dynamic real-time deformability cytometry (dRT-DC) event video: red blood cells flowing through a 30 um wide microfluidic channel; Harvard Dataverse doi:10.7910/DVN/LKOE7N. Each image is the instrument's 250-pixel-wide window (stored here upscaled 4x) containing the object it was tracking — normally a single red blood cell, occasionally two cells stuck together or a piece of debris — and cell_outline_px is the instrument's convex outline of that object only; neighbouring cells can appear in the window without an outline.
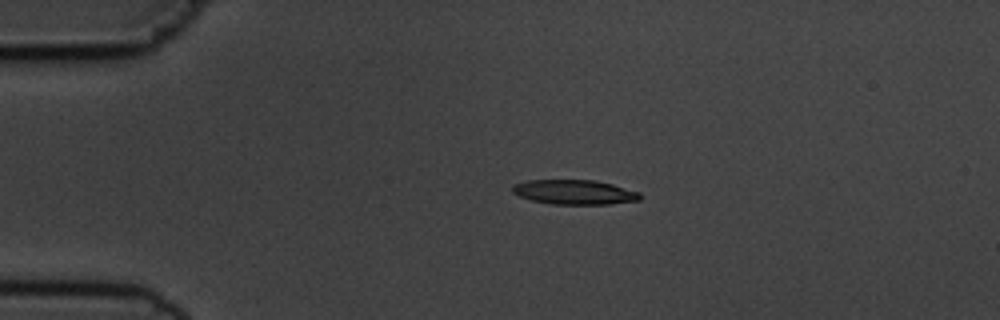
{"species": "common noctule bat (a hibernating species)", "species_latin": "Nyctalus noctula", "temperature_condition": "cold", "stored_images_in_passage": 3, "camera_frame_rate_fps": 3000, "um_per_image_px": 0.085, "animal": {"sex": "male", "body_mass_g": 19.5, "forearm_length_mm": 54.6}, "frame": {"image": 1, "passage_image": 2, "time_ms": 1.0, "image_size_px": [1000, 320], "cell_outline_px": [[640, 200], [612, 204], [552, 204], [532, 200], [520, 196], [512, 192], [512, 184], [528, 180], [596, 180], [612, 184], [640, 192]], "centroid_in_image_um": [48.83, 16.33], "position_along_channel_um": 36.2, "area_um2": 18.32}}